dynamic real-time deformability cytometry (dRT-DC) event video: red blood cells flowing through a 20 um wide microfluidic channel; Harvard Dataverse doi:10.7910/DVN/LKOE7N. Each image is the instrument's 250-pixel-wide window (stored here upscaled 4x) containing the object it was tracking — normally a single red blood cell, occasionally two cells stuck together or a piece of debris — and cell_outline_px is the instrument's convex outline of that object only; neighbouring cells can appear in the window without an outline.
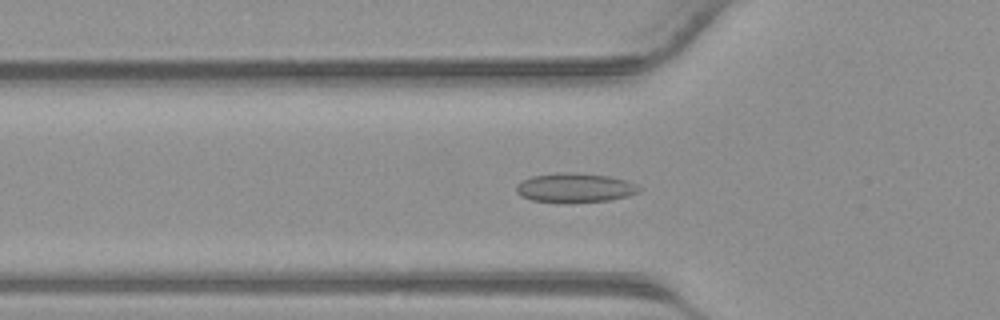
{"species": "common noctule bat (a hibernating species)", "species_latin": "Nyctalus noctula", "temperature_condition": "warm", "stored_images_in_passage": 33, "camera_frame_rate_fps": 3000, "um_per_image_px": 0.085, "animal": {"sex": "male", "body_mass_g": 23.1, "forearm_length_mm": 52.7}, "frame": {"image": 1, "passage_image": 6, "time_ms": 1.667, "image_size_px": [1000, 320], "cell_outline_px": [[640, 192], [628, 196], [608, 200], [532, 200], [520, 196], [516, 192], [516, 184], [520, 180], [532, 176], [556, 172], [572, 172], [608, 176], [624, 180], [636, 184], [640, 188]], "centroid_in_image_um": [48.84, 15.91], "position_along_channel_um": 77.0, "area_um2": 20.29}}
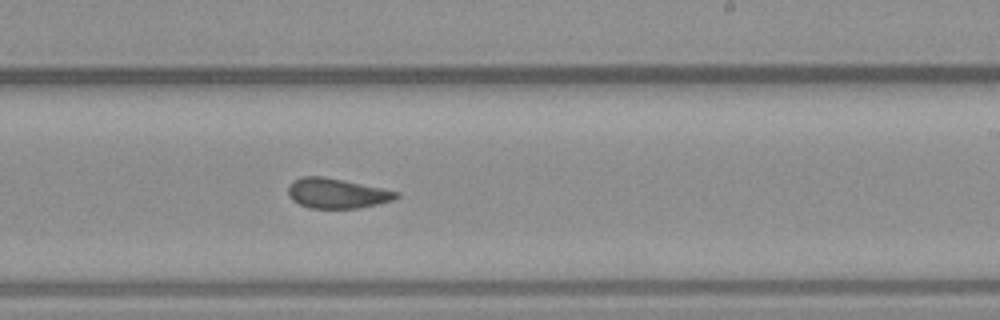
{"frame": {"image": 2, "passage_image": 17, "time_ms": 5.333, "image_size_px": [1000, 320], "cell_outline_px": [[400, 196], [392, 200], [360, 208], [312, 208], [300, 204], [292, 200], [288, 196], [288, 184], [292, 180], [304, 176], [324, 176], [344, 180], [400, 192]], "centroid_in_image_um": [28.6, 16.42], "position_along_channel_um": 260.4, "area_um2": 18.9}}
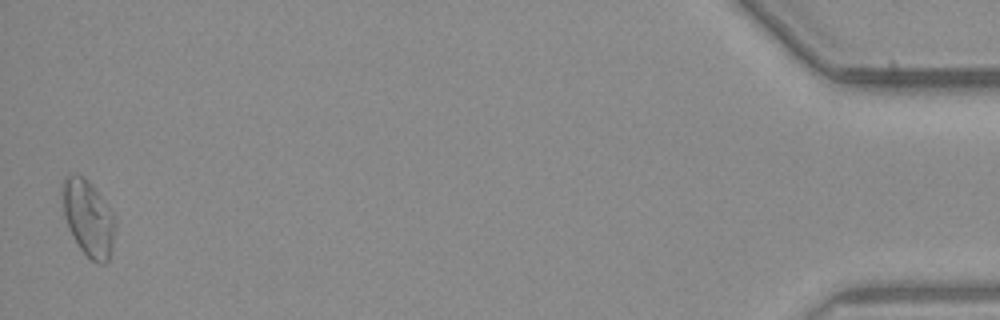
{"frame": {"image": 3, "passage_image": 33, "time_ms": 10.667, "image_size_px": [1000, 320], "cell_outline_px": [[116, 228], [108, 260], [104, 264], [96, 264], [80, 248], [72, 236], [68, 228], [64, 216], [60, 192], [60, 184], [68, 176], [76, 172], [84, 176], [92, 184], [116, 216]], "centroid_in_image_um": [7.49, 18.49], "position_along_channel_um": 427.7, "area_um2": 23.93}}